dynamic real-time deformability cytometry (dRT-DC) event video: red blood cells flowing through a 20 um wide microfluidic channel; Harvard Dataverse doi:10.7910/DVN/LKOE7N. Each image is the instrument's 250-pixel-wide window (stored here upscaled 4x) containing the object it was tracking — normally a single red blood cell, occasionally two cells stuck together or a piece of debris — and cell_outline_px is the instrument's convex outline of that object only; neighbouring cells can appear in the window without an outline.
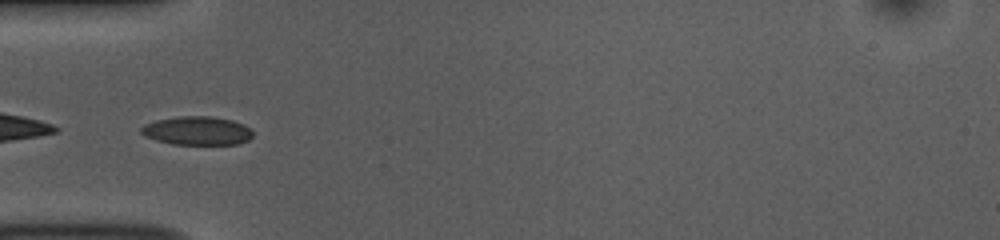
{"species": "common noctule bat (a hibernating species)", "species_latin": "Nyctalus noctula", "temperature_condition": "room temperature", "stored_images_in_passage": 32, "camera_frame_rate_fps": 3000, "um_per_image_px": 0.085, "animal": {"sex": "female", "body_mass_g": 10.0, "forearm_length_mm": 53.1}, "frame": {"image": 1, "passage_image": 1, "time_ms": 0.0, "image_size_px": [1000, 240], "cell_outline_px": [[252, 136], [248, 140], [236, 144], [172, 144], [156, 140], [144, 136], [140, 132], [140, 128], [144, 124], [156, 120], [176, 116], [208, 116], [232, 120], [244, 124], [252, 132]], "centroid_in_image_um": [16.71, 11.11], "position_along_channel_um": 68.3, "area_um2": 18.61}}
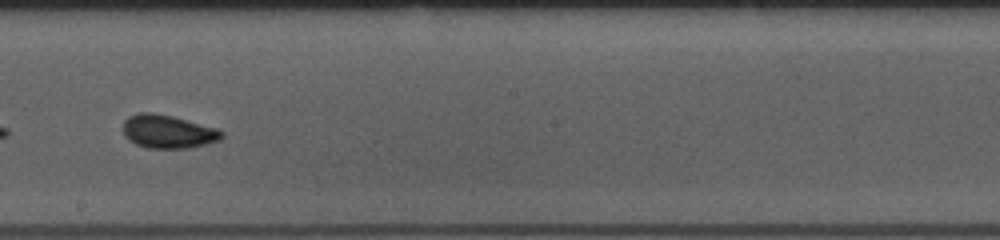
{"frame": {"image": 2, "passage_image": 14, "time_ms": 4.333, "image_size_px": [1000, 240], "cell_outline_px": [[224, 136], [220, 140], [188, 148], [148, 148], [136, 144], [128, 140], [124, 136], [124, 120], [128, 116], [140, 112], [152, 112], [172, 116], [216, 128], [224, 132]], "centroid_in_image_um": [14.26, 11.18], "position_along_channel_um": 233.9, "area_um2": 19.13}}
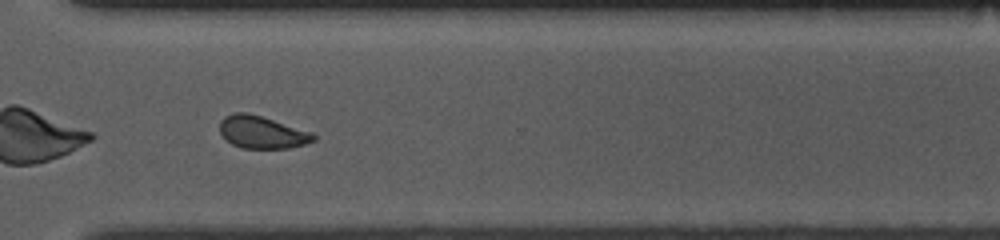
{"frame": {"image": 3, "passage_image": 23, "time_ms": 7.333, "image_size_px": [1000, 240], "cell_outline_px": [[316, 140], [304, 144], [288, 148], [240, 148], [232, 144], [220, 132], [220, 120], [224, 116], [236, 112], [248, 112], [312, 132], [316, 136]], "centroid_in_image_um": [22.26, 11.23], "position_along_channel_um": 348.3, "area_um2": 17.63}, "authors_computed_cell_mechanics": {"area_um2": 18.1492, "velocity_mm_per_s": 3.8195, "shape_relaxation_time_tau1_ms": 3.4443, "shape_relaxation_time_tau2_ms": 1.6915, "deformation_change_tau1": 0.0851, "deformation_change_tau2": 0.0628}}